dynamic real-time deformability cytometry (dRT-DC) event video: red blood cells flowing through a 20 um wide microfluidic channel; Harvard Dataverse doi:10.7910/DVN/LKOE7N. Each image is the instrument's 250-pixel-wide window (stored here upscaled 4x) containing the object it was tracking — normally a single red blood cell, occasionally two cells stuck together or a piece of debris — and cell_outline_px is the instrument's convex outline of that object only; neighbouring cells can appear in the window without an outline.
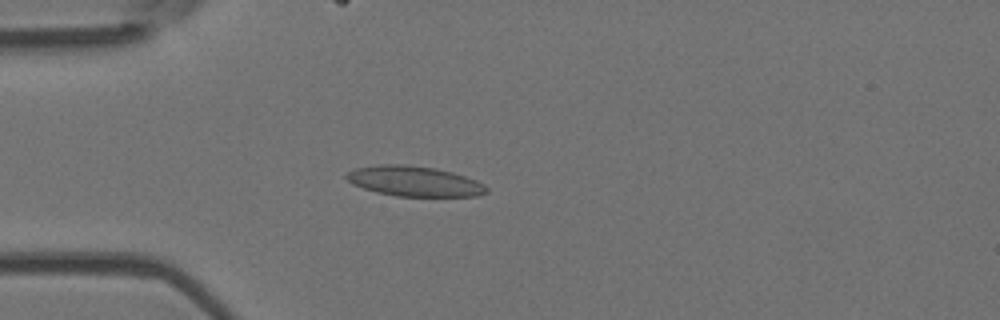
{"species": "Egyptian fruit bat (a non-hibernating species)", "species_latin": "Rousettus aegyptiacus", "temperature_condition": "room temperature", "stored_images_in_passage": 50, "camera_frame_rate_fps": 3000, "um_per_image_px": 0.085, "animal": {"sex": "female"}, "frame": {"image": 1, "passage_image": 13, "time_ms": 4.0, "image_size_px": [1000, 320], "cell_outline_px": [[488, 192], [476, 196], [396, 196], [376, 192], [352, 184], [344, 176], [348, 172], [356, 168], [380, 164], [404, 164], [436, 168], [452, 172], [476, 180], [484, 184], [488, 188]], "centroid_in_image_um": [35.22, 15.4], "position_along_channel_um": 49.8, "area_um2": 24.62}}
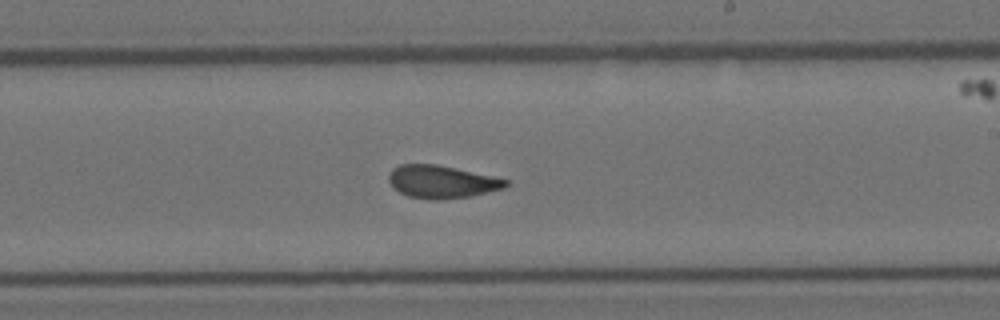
{"frame": {"image": 2, "passage_image": 29, "time_ms": 9.333, "image_size_px": [1000, 320], "cell_outline_px": [[508, 184], [504, 188], [472, 196], [436, 200], [428, 200], [408, 196], [392, 188], [388, 180], [388, 176], [392, 168], [400, 164], [436, 164], [492, 176], [508, 180]], "centroid_in_image_um": [37.5, 15.46], "position_along_channel_um": 251.5, "area_um2": 22.37}}
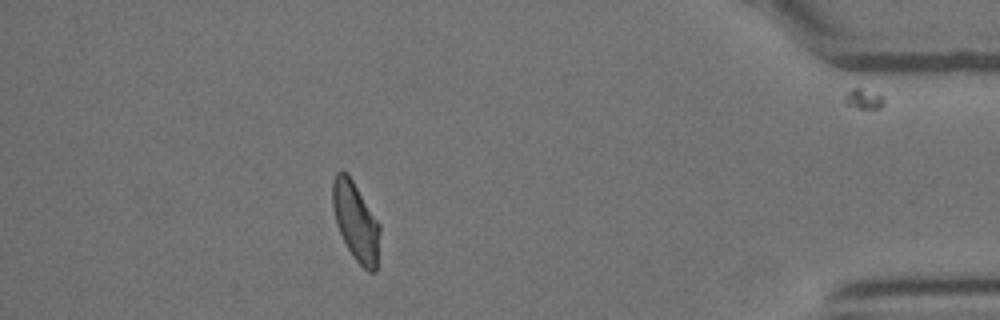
{"frame": {"image": 3, "passage_image": 44, "time_ms": 14.333, "image_size_px": [1000, 320], "cell_outline_px": [[380, 232], [376, 272], [368, 272], [352, 256], [336, 224], [332, 204], [332, 180], [336, 172], [348, 172], [380, 224]], "centroid_in_image_um": [30.24, 18.81], "position_along_channel_um": 405.0, "area_um2": 21.68}, "authors_computed_cell_mechanics": {"area_um2": 22.9177, "velocity_mm_per_s": 4.0176, "shape_relaxation_time_tau1_ms": null, "shape_relaxation_time_tau2_ms": 1.3873, "deformation_change_tau1": null, "deformation_change_tau2": 0.0825}}